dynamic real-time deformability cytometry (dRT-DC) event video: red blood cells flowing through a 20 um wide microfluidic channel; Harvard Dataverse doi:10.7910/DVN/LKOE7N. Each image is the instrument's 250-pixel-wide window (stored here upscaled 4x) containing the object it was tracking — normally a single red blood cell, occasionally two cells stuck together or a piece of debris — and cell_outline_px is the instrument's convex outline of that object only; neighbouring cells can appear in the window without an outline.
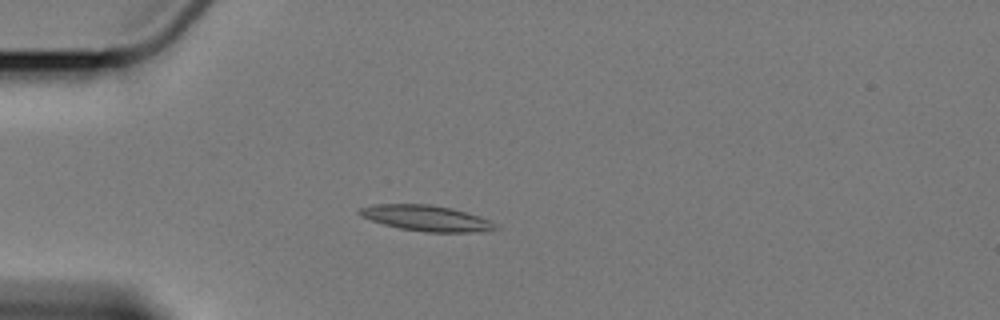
{"species": "Egyptian fruit bat (a non-hibernating species)", "species_latin": "Rousettus aegyptiacus", "temperature_condition": "cold", "stored_images_in_passage": 3, "camera_frame_rate_fps": 3000, "um_per_image_px": 0.085, "animal": {"sex": "female"}, "frame": {"image": 1, "passage_image": 3, "time_ms": 3.667, "image_size_px": [1000, 320], "cell_outline_px": [[500, 228], [468, 232], [428, 232], [400, 228], [384, 224], [360, 216], [360, 208], [376, 204], [428, 204], [452, 208], [488, 220]], "centroid_in_image_um": [36.19, 18.53], "position_along_channel_um": 48.8, "area_um2": 19.77}}